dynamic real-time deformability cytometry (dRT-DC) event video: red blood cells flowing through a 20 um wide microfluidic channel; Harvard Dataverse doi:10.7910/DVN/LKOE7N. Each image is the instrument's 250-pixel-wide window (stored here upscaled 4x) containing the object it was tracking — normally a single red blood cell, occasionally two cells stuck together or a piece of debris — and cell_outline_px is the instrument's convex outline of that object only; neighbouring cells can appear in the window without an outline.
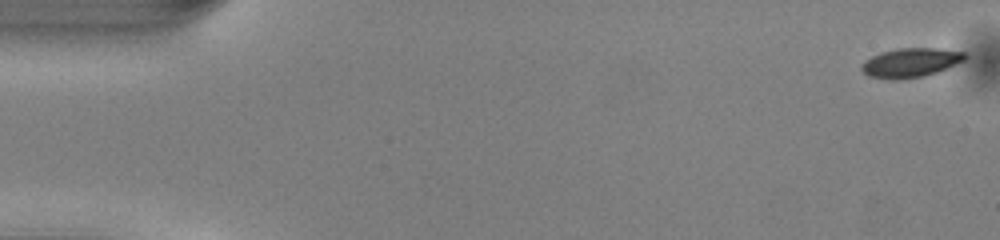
{"species": "common noctule bat (a hibernating species)", "species_latin": "Nyctalus noctula", "temperature_condition": "warm", "stored_images_in_passage": 50, "camera_frame_rate_fps": 3000, "um_per_image_px": 0.085, "animal": {"sex": "male", "body_mass_g": 13.0, "forearm_length_mm": 53.1}, "frame": {"image": 1, "passage_image": 1, "time_ms": 0.0, "image_size_px": [1000, 240], "cell_outline_px": [[968, 56], [964, 60], [936, 72], [924, 76], [900, 80], [888, 80], [868, 76], [860, 68], [864, 60], [872, 56], [884, 52], [900, 48], [936, 48], [964, 52]], "centroid_in_image_um": [77.37, 5.34], "position_along_channel_um": 7.6, "area_um2": 17.51}}
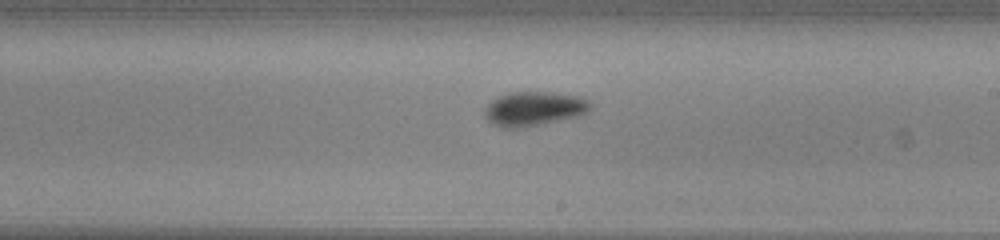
{"frame": {"image": 2, "passage_image": 29, "time_ms": 9.333, "image_size_px": [1000, 240], "cell_outline_px": [[592, 108], [576, 116], [520, 128], [504, 128], [492, 124], [484, 116], [484, 108], [492, 100], [508, 92], [548, 92], [580, 96], [588, 100], [592, 104]], "centroid_in_image_um": [45.35, 9.23], "position_along_channel_um": 243.7, "area_um2": 20.92}}
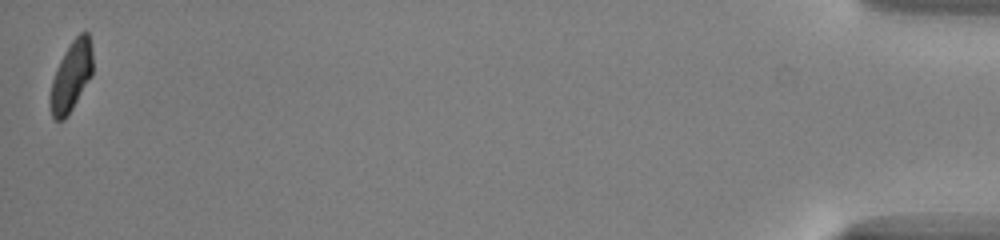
{"frame": {"image": 3, "passage_image": 50, "time_ms": 16.333, "image_size_px": [1000, 240], "cell_outline_px": [[92, 76], [68, 116], [64, 120], [56, 120], [52, 116], [48, 104], [48, 96], [52, 80], [60, 60], [72, 40], [80, 32], [88, 32], [92, 48]], "centroid_in_image_um": [6.04, 6.53], "position_along_channel_um": 429.2, "area_um2": 17.57}, "authors_computed_cell_mechanics": {"area_um2": 18.7561, "velocity_mm_per_s": 4.0766, "shape_relaxation_time_tau1_ms": 1.9144, "shape_relaxation_time_tau2_ms": 2.8475, "deformation_change_tau1": 0.1222, "deformation_change_tau2": 0.0597}}